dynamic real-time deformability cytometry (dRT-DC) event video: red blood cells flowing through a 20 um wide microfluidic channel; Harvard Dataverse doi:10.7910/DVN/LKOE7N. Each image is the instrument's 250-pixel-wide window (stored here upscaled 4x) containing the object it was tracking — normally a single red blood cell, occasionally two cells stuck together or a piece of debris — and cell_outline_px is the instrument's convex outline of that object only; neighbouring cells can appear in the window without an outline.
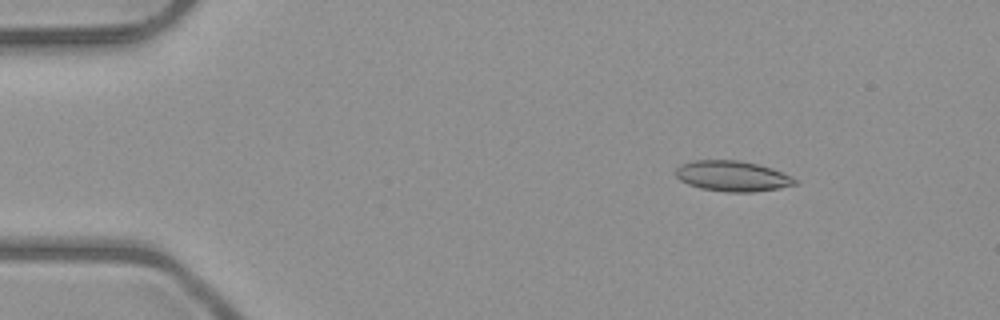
{"species": "common noctule bat (a hibernating species)", "species_latin": "Nyctalus noctula", "temperature_condition": "room temperature", "stored_images_in_passage": 51, "camera_frame_rate_fps": 3000, "um_per_image_px": 0.085, "animal": {"sex": "male", "body_mass_g": 23.1, "forearm_length_mm": 52.7}, "frame": {"image": 1, "passage_image": 7, "time_ms": 2.0, "image_size_px": [1000, 320], "cell_outline_px": [[800, 180], [796, 184], [780, 188], [752, 192], [728, 192], [700, 188], [688, 184], [680, 180], [676, 176], [676, 168], [680, 164], [696, 160], [740, 160], [772, 168], [792, 176]], "centroid_in_image_um": [62.28, 14.97], "position_along_channel_um": 22.7, "area_um2": 21.27}}
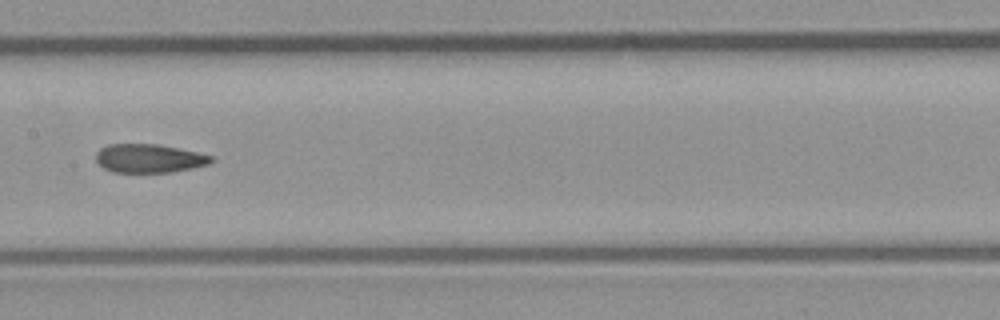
{"frame": {"image": 2, "passage_image": 26, "time_ms": 8.333, "image_size_px": [1000, 320], "cell_outline_px": [[212, 160], [208, 164], [192, 168], [172, 172], [112, 172], [104, 168], [96, 160], [96, 152], [100, 148], [108, 144], [156, 144], [196, 152], [212, 156]], "centroid_in_image_um": [12.63, 13.46], "position_along_channel_um": 194.8, "area_um2": 19.02}}
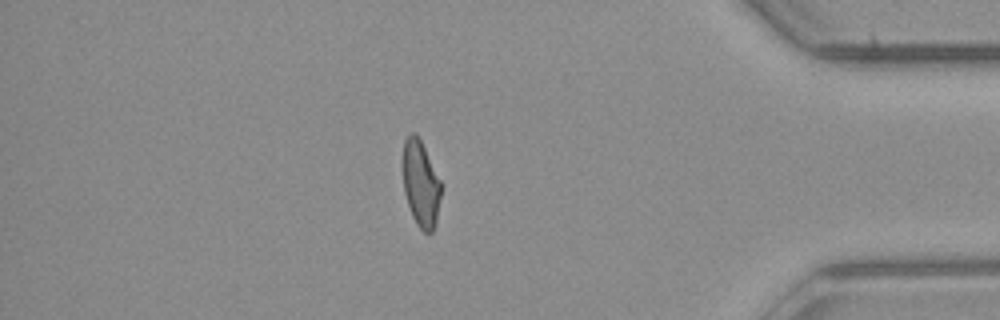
{"frame": {"image": 3, "passage_image": 44, "time_ms": 14.333, "image_size_px": [1000, 320], "cell_outline_px": [[444, 184], [436, 220], [432, 232], [424, 232], [416, 224], [412, 216], [404, 192], [404, 140], [412, 132], [420, 140]], "centroid_in_image_um": [35.81, 15.65], "position_along_channel_um": 399.4, "area_um2": 19.13}, "authors_computed_cell_mechanics": {"area_um2": 20.519, "velocity_mm_per_s": 4.0315, "shape_relaxation_time_tau1_ms": null, "shape_relaxation_time_tau2_ms": 3.014, "deformation_change_tau1": null, "deformation_change_tau2": 0.0991}}